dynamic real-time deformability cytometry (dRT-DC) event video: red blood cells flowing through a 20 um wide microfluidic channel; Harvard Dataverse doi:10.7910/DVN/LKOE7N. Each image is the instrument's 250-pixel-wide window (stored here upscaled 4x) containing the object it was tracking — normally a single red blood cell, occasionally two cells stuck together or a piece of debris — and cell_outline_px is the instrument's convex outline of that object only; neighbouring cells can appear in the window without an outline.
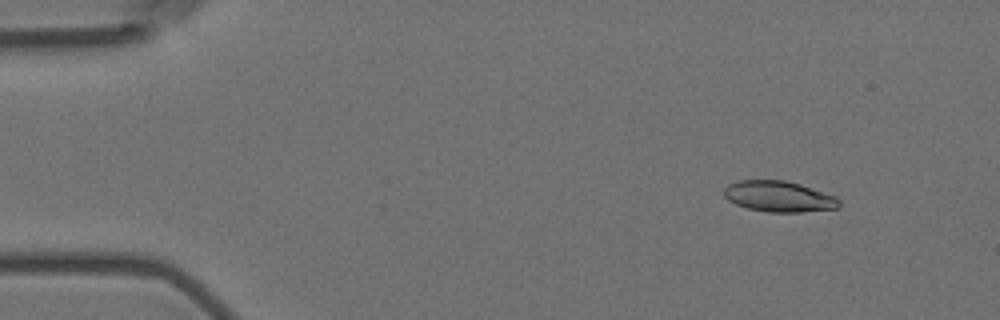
{"species": "Egyptian fruit bat (a non-hibernating species)", "species_latin": "Rousettus aegyptiacus", "temperature_condition": "room temperature", "stored_images_in_passage": 7, "camera_frame_rate_fps": 3000, "um_per_image_px": 0.085, "animal": {"sex": "female"}, "frame": {"image": 1, "passage_image": 2, "time_ms": 0.333, "image_size_px": [1000, 320], "cell_outline_px": [[840, 208], [800, 212], [768, 212], [748, 208], [736, 204], [728, 200], [724, 196], [724, 188], [728, 184], [740, 180], [784, 180], [800, 184], [836, 196], [840, 200]], "centroid_in_image_um": [66.22, 16.7], "position_along_channel_um": 18.8, "area_um2": 20.75}}
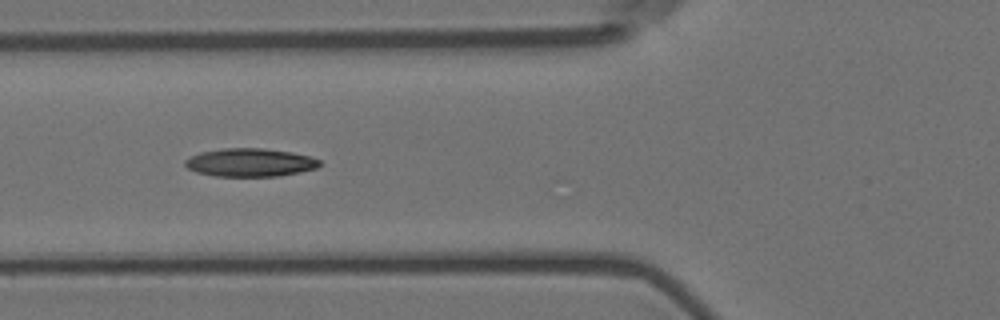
{"frame": {"image": 2, "passage_image": 6, "time_ms": 1.667, "image_size_px": [1000, 320], "cell_outline_px": [[320, 164], [316, 168], [300, 172], [276, 176], [216, 176], [196, 172], [188, 168], [184, 164], [184, 160], [200, 152], [224, 148], [260, 148], [292, 152], [308, 156], [320, 160]], "centroid_in_image_um": [21.24, 13.81], "position_along_channel_um": 104.6, "area_um2": 21.96}}
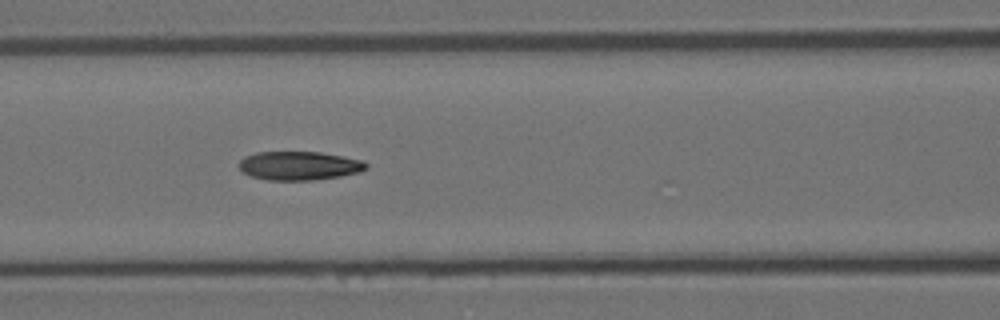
{"frame": {"image": 3, "passage_image": 7, "time_ms": 2.0, "image_size_px": [1000, 320], "cell_outline_px": [[368, 168], [360, 172], [340, 176], [312, 180], [268, 180], [252, 176], [244, 172], [236, 164], [244, 156], [256, 152], [320, 152], [364, 160], [368, 164]], "centroid_in_image_um": [25.44, 14.08], "position_along_channel_um": 141.2, "area_um2": 21.39}}